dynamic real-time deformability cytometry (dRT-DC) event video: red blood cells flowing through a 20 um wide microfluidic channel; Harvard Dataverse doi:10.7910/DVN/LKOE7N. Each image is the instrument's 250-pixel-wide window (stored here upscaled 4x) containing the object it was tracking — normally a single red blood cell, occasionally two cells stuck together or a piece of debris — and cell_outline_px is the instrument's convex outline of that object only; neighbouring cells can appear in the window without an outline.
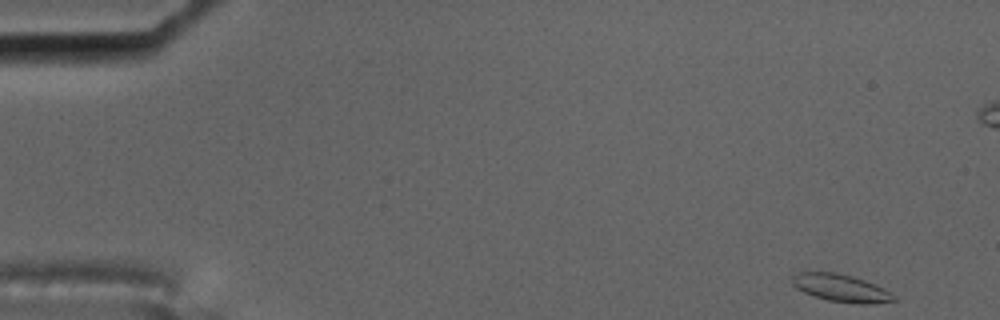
{"species": "common noctule bat (a hibernating species)", "species_latin": "Nyctalus noctula", "temperature_condition": "cold", "stored_images_in_passage": 56, "camera_frame_rate_fps": 3000, "um_per_image_px": 0.085, "animal": {"sex": "male", "body_mass_g": 17.5, "forearm_length_mm": 52.3}, "frame": {"image": 1, "passage_image": 1, "time_ms": 0.0, "image_size_px": [1000, 320], "cell_outline_px": [[896, 300], [872, 304], [852, 304], [828, 300], [812, 296], [796, 288], [792, 284], [788, 276], [796, 272], [836, 272], [852, 276], [864, 280], [888, 292]], "centroid_in_image_um": [71.35, 24.47], "position_along_channel_um": 13.7, "area_um2": 16.3}}
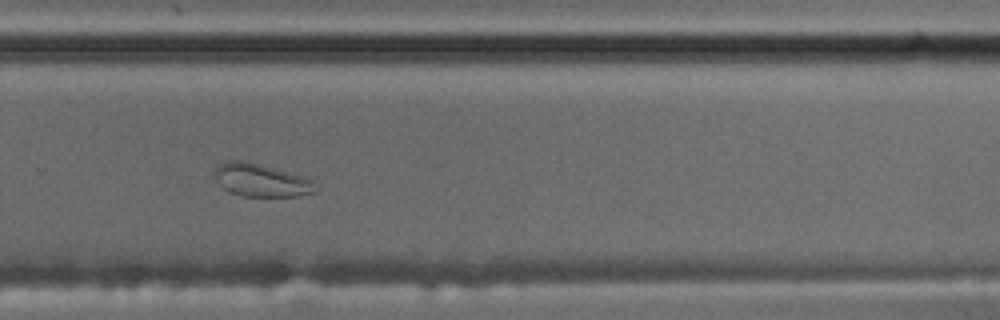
{"frame": {"image": 2, "passage_image": 37, "time_ms": 12.0, "image_size_px": [1000, 320], "cell_outline_px": [[320, 188], [316, 192], [300, 196], [240, 196], [228, 192], [212, 176], [212, 172], [220, 164], [228, 160], [244, 160], [260, 164], [304, 176], [312, 180]], "centroid_in_image_um": [22.2, 15.32], "position_along_channel_um": 307.6, "area_um2": 19.71}}
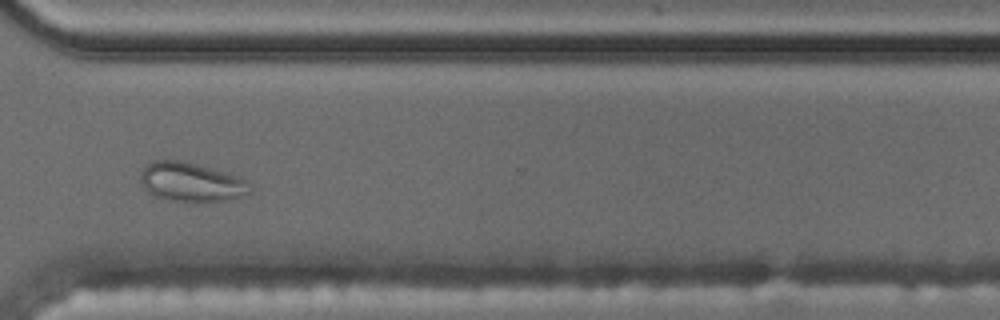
{"frame": {"image": 3, "passage_image": 41, "time_ms": 13.333, "image_size_px": [1000, 320], "cell_outline_px": [[252, 192], [224, 200], [168, 200], [156, 196], [148, 192], [144, 188], [140, 180], [140, 172], [148, 160], [176, 160], [196, 164], [240, 176], [248, 180], [252, 188]], "centroid_in_image_um": [16.22, 15.44], "position_along_channel_um": 354.4, "area_um2": 24.74}}